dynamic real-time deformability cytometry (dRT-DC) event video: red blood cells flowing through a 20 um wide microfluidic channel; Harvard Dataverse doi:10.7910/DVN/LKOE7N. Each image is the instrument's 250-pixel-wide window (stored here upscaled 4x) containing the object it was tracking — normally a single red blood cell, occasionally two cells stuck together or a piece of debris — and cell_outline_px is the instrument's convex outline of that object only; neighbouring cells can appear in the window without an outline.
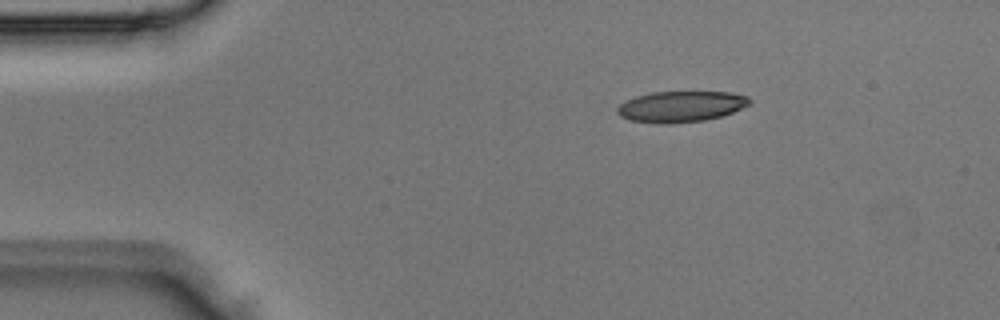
{"species": "Egyptian fruit bat (a non-hibernating species)", "species_latin": "Rousettus aegyptiacus", "temperature_condition": "room temperature", "stored_images_in_passage": 4, "camera_frame_rate_fps": 3000, "um_per_image_px": 0.085, "animal": {"sex": "male"}, "frame": {"image": 1, "passage_image": 4, "time_ms": 1.0, "image_size_px": [1000, 320], "cell_outline_px": [[752, 100], [748, 104], [724, 116], [704, 120], [668, 124], [656, 124], [632, 120], [620, 116], [616, 112], [616, 108], [624, 100], [636, 96], [652, 92], [732, 92], [748, 96]], "centroid_in_image_um": [57.85, 9.06], "position_along_channel_um": 27.1, "area_um2": 23.99}}